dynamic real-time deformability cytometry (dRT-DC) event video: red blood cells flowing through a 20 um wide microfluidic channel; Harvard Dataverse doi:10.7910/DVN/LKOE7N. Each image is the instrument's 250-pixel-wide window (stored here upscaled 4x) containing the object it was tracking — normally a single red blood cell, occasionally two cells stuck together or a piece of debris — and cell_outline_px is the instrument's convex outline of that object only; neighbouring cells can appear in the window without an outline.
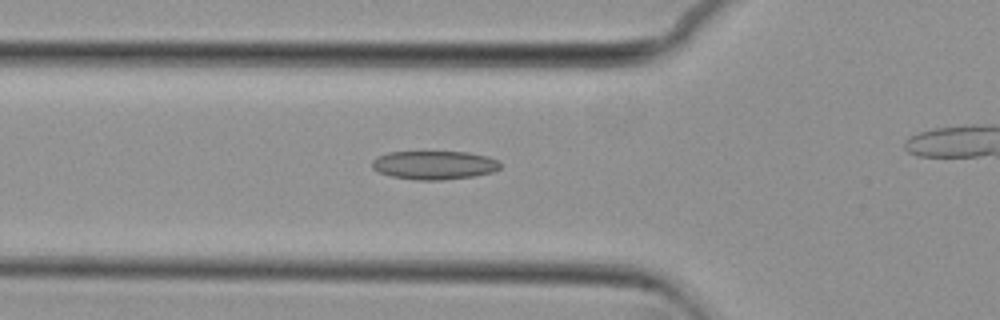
{"species": "common noctule bat (a hibernating species)", "species_latin": "Nyctalus noctula", "temperature_condition": "cold", "stored_images_in_passage": 38, "camera_frame_rate_fps": 3000, "um_per_image_px": 0.085, "animal": {"sex": "female", "body_mass_g": 29.2, "forearm_length_mm": 56.3}, "frame": {"image": 1, "passage_image": 13, "time_ms": 4.0, "image_size_px": [1000, 320], "cell_outline_px": [[500, 168], [492, 172], [472, 176], [440, 180], [416, 180], [392, 176], [380, 172], [372, 168], [372, 160], [376, 156], [388, 152], [468, 152], [488, 156], [496, 160], [500, 164]], "centroid_in_image_um": [36.88, 14.02], "position_along_channel_um": 88.9, "area_um2": 21.27}}
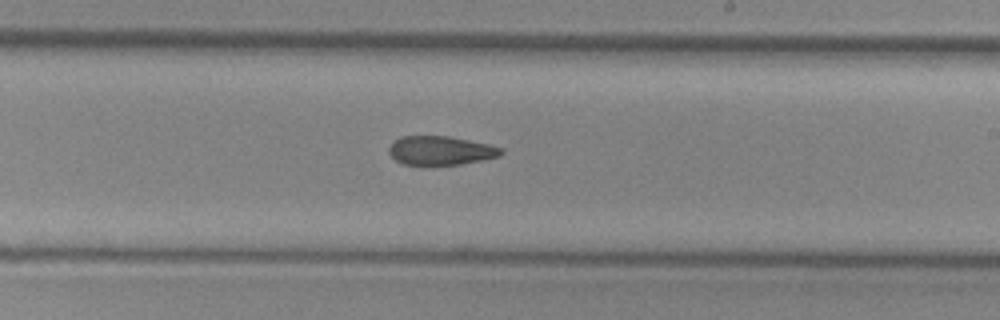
{"frame": {"image": 2, "passage_image": 26, "time_ms": 8.333, "image_size_px": [1000, 320], "cell_outline_px": [[504, 152], [500, 156], [484, 160], [460, 164], [424, 168], [404, 164], [396, 160], [388, 152], [388, 148], [400, 136], [448, 136], [488, 144], [500, 148]], "centroid_in_image_um": [37.42, 12.84], "position_along_channel_um": 251.6, "area_um2": 19.42}}
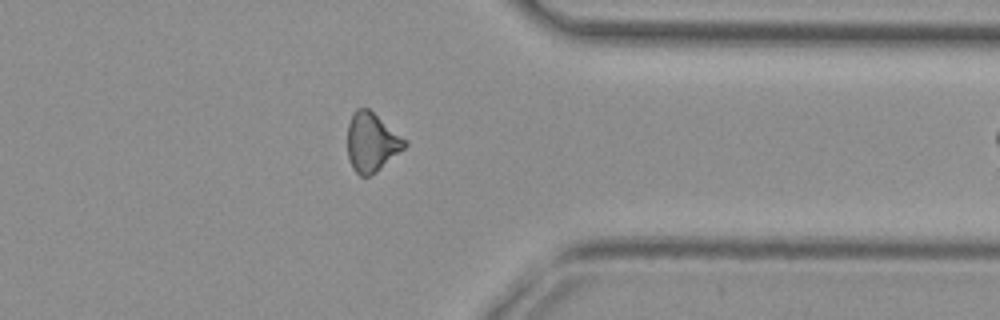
{"frame": {"image": 3, "passage_image": 37, "time_ms": 12.0, "image_size_px": [1000, 320], "cell_outline_px": [[408, 144], [404, 148], [376, 172], [368, 176], [360, 176], [352, 168], [348, 156], [348, 124], [352, 112], [356, 108], [368, 108], [408, 140]], "centroid_in_image_um": [31.59, 12.07], "position_along_channel_um": 379.8, "area_um2": 19.65}}